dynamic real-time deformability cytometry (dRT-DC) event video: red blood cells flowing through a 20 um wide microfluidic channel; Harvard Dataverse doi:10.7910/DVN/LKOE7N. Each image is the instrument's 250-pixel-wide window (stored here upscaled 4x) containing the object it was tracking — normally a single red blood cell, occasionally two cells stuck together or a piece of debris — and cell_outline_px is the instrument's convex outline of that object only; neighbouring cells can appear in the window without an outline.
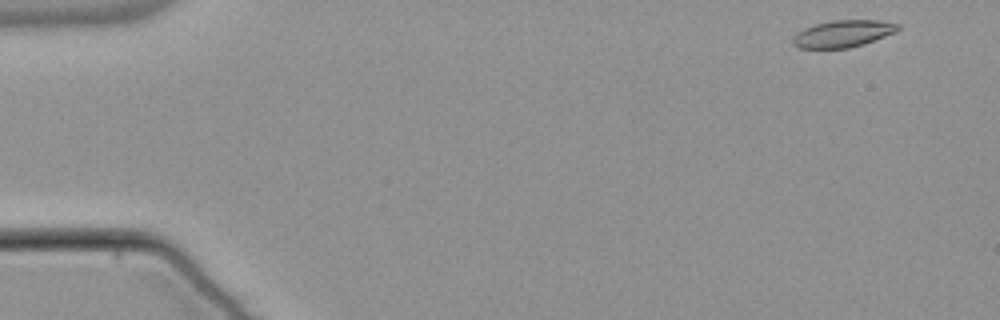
{"species": "common noctule bat (a hibernating species)", "species_latin": "Nyctalus noctula", "temperature_condition": "warm", "stored_images_in_passage": 51, "camera_frame_rate_fps": 3000, "um_per_image_px": 0.085, "animal": {"sex": "male", "body_mass_g": 21.5, "forearm_length_mm": 52.0}, "frame": {"image": 1, "passage_image": 1, "time_ms": 0.0, "image_size_px": [1000, 320], "cell_outline_px": [[900, 28], [896, 32], [864, 44], [848, 48], [800, 48], [792, 44], [792, 36], [804, 28], [816, 24], [832, 20], [876, 20], [900, 24]], "centroid_in_image_um": [71.65, 2.86], "position_along_channel_um": 13.4, "area_um2": 16.53}}
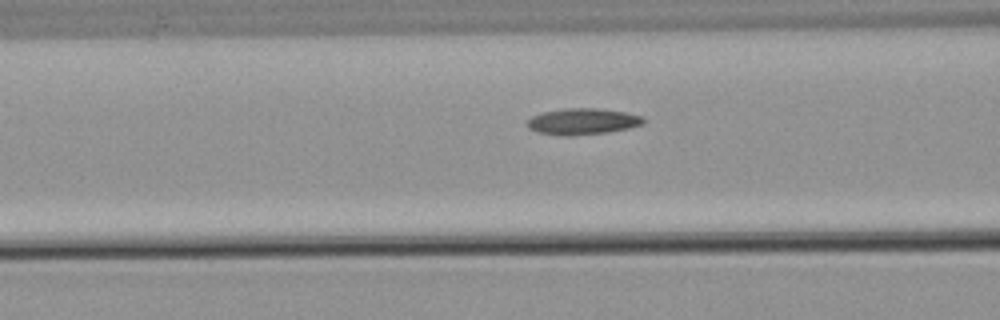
{"frame": {"image": 2, "passage_image": 19, "time_ms": 6.0, "image_size_px": [1000, 320], "cell_outline_px": [[644, 124], [628, 128], [608, 132], [568, 136], [564, 136], [536, 132], [528, 128], [524, 124], [532, 116], [544, 112], [568, 108], [600, 108], [624, 112], [644, 116]], "centroid_in_image_um": [49.51, 10.33], "position_along_channel_um": 117.1, "area_um2": 17.86}}
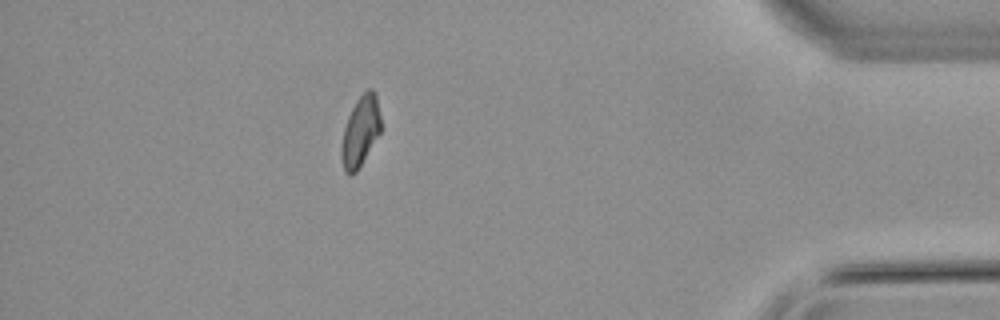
{"frame": {"image": 3, "passage_image": 45, "time_ms": 14.667, "image_size_px": [1000, 320], "cell_outline_px": [[380, 132], [356, 172], [352, 176], [348, 176], [344, 172], [340, 156], [340, 148], [344, 128], [348, 116], [356, 100], [368, 88], [372, 88], [376, 92], [380, 116]], "centroid_in_image_um": [30.6, 11.18], "position_along_channel_um": 404.6, "area_um2": 16.18}, "authors_computed_cell_mechanics": {"area_um2": 16.8198, "velocity_mm_per_s": 3.8395, "shape_relaxation_time_tau1_ms": 8.7652, "shape_relaxation_time_tau2_ms": 6.7137, "deformation_change_tau1": 0.187, "deformation_change_tau2": 0.1078}}